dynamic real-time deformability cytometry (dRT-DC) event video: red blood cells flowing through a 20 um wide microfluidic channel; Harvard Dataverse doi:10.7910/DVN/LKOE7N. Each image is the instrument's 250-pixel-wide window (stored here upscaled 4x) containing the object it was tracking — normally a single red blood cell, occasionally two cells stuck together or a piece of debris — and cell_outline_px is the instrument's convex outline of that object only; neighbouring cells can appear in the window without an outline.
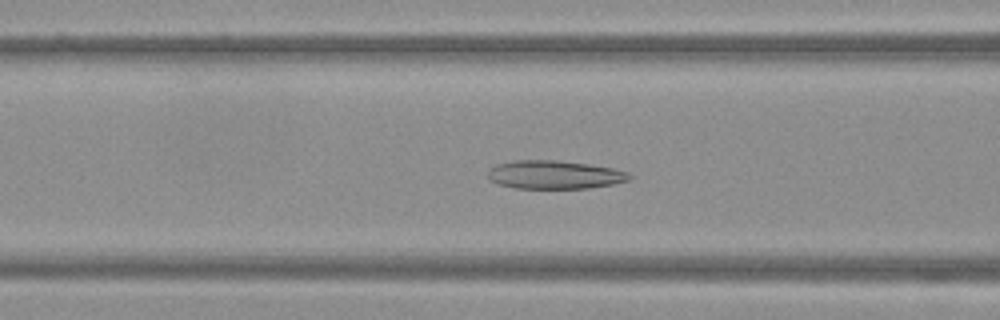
{"species": "Egyptian fruit bat (a non-hibernating species)", "species_latin": "Rousettus aegyptiacus", "temperature_condition": "warm", "stored_images_in_passage": 32, "camera_frame_rate_fps": 3000, "um_per_image_px": 0.085, "frame": {"image": 1, "passage_image": 20, "time_ms": 6.333, "image_size_px": [1000, 320], "cell_outline_px": [[632, 176], [628, 180], [612, 184], [588, 188], [516, 188], [500, 184], [488, 180], [488, 168], [496, 164], [512, 160], [556, 160], [588, 164], [612, 168], [628, 172]], "centroid_in_image_um": [47.08, 14.84], "position_along_channel_um": 119.5, "area_um2": 23.41}}
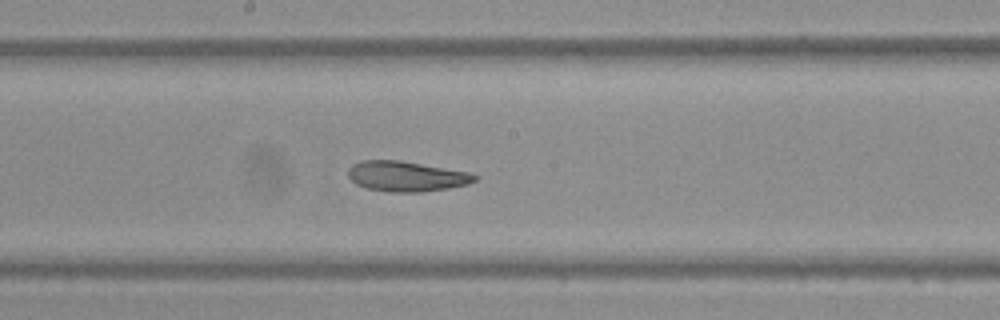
{"frame": {"image": 2, "passage_image": 27, "time_ms": 8.667, "image_size_px": [1000, 320], "cell_outline_px": [[480, 176], [476, 180], [468, 184], [448, 188], [420, 192], [388, 192], [368, 188], [356, 184], [348, 176], [348, 168], [352, 164], [360, 160], [400, 160], [468, 172]], "centroid_in_image_um": [34.53, 14.98], "position_along_channel_um": 213.7, "area_um2": 22.31}}
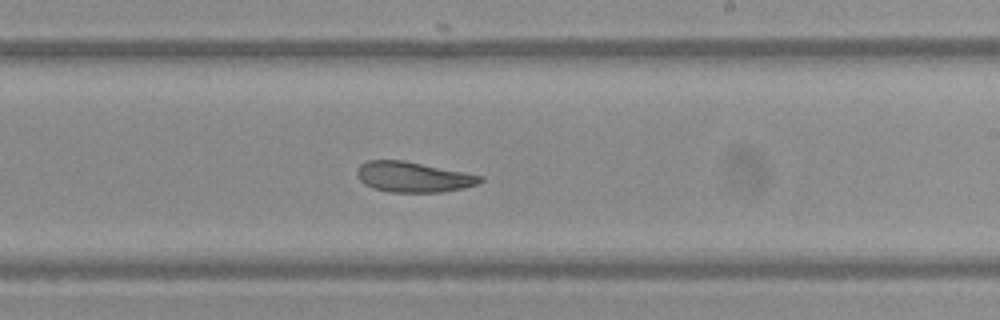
{"frame": {"image": 3, "passage_image": 30, "time_ms": 9.667, "image_size_px": [1000, 320], "cell_outline_px": [[484, 180], [476, 184], [464, 188], [440, 192], [392, 192], [372, 188], [364, 184], [360, 180], [356, 172], [360, 164], [368, 160], [404, 160], [484, 176]], "centroid_in_image_um": [35.12, 15.04], "position_along_channel_um": 253.9, "area_um2": 21.79}}